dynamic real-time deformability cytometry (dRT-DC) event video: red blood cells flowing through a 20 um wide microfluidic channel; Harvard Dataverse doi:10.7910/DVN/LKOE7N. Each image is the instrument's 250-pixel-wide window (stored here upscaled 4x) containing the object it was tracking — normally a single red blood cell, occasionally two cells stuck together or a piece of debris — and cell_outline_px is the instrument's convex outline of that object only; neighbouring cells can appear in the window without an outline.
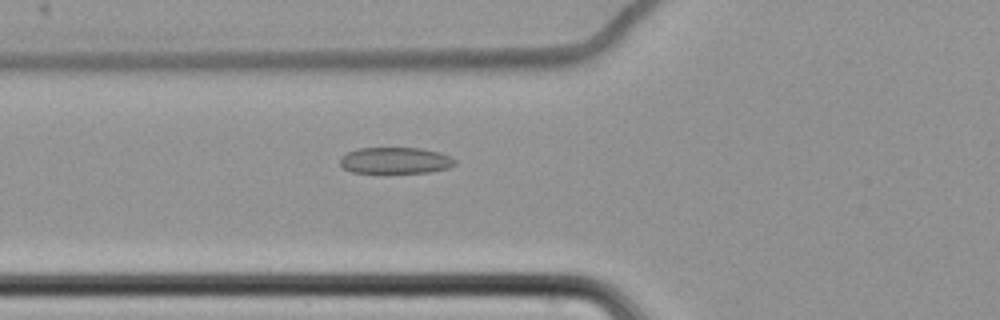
{"species": "common noctule bat (a hibernating species)", "species_latin": "Nyctalus noctula", "temperature_condition": "cold", "stored_images_in_passage": 62, "camera_frame_rate_fps": 3000, "um_per_image_px": 0.085, "animal": {"sex": "female", "body_mass_g": 22.7, "forearm_length_mm": 54.2}, "frame": {"image": 1, "passage_image": 25, "time_ms": 8.0, "image_size_px": [1000, 320], "cell_outline_px": [[456, 164], [448, 168], [428, 172], [352, 172], [344, 168], [340, 164], [340, 156], [356, 148], [420, 148], [440, 152], [456, 160]], "centroid_in_image_um": [33.59, 13.63], "position_along_channel_um": 92.2, "area_um2": 17.51}}
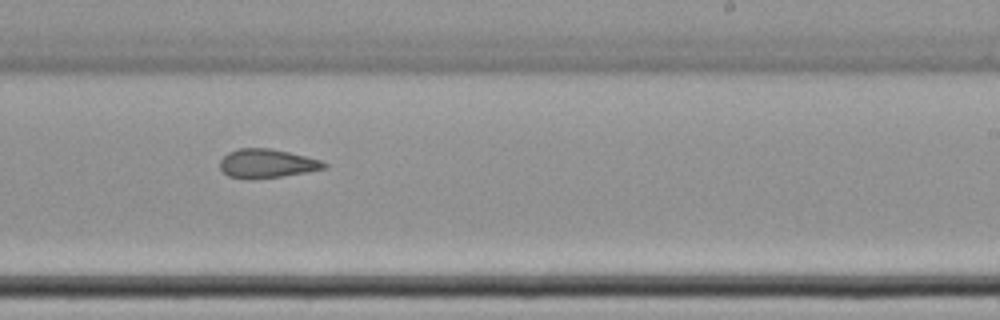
{"frame": {"image": 2, "passage_image": 40, "time_ms": 13.0, "image_size_px": [1000, 320], "cell_outline_px": [[328, 168], [308, 172], [252, 180], [248, 180], [228, 176], [220, 168], [220, 160], [228, 152], [240, 148], [268, 148], [288, 152], [320, 160], [328, 164]], "centroid_in_image_um": [22.68, 13.91], "position_along_channel_um": 266.3, "area_um2": 17.57}}
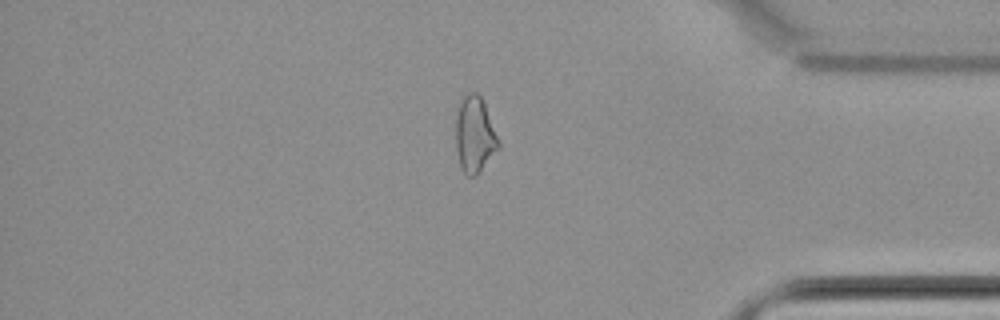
{"frame": {"image": 3, "passage_image": 53, "time_ms": 17.333, "image_size_px": [1000, 320], "cell_outline_px": [[500, 148], [480, 172], [476, 176], [468, 176], [460, 168], [456, 148], [456, 116], [460, 100], [468, 92], [476, 92], [480, 96], [484, 104], [500, 144]], "centroid_in_image_um": [40.34, 11.48], "position_along_channel_um": 394.9, "area_um2": 18.9}, "authors_computed_cell_mechanics": {"area_um2": 19.4497, "velocity_mm_per_s": 3.48, "shape_relaxation_time_tau1_ms": null, "shape_relaxation_time_tau2_ms": 3.646, "deformation_change_tau1": null, "deformation_change_tau2": 0.1152}}